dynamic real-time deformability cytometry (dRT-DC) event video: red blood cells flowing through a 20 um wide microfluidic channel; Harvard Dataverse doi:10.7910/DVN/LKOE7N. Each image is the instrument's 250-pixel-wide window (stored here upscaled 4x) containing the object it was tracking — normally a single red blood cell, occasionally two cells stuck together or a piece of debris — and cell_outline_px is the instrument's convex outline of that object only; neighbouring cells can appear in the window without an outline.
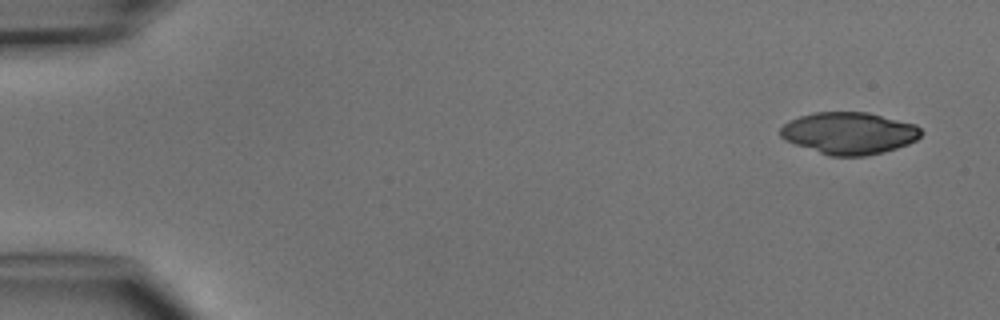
{"species": "common noctule bat (a hibernating species)", "species_latin": "Nyctalus noctula", "temperature_condition": "cold", "stored_images_in_passage": 4, "camera_frame_rate_fps": 3000, "um_per_image_px": 0.085, "animal": {"sex": "male", "body_mass_g": 15.6}, "frame": {"image": 1, "passage_image": 1, "time_ms": 0.0, "image_size_px": [1000, 320], "cell_outline_px": [[920, 136], [916, 140], [908, 144], [884, 152], [864, 156], [832, 156], [784, 140], [780, 136], [780, 128], [784, 124], [800, 116], [812, 112], [868, 112], [916, 124], [920, 128]], "centroid_in_image_um": [72.18, 11.31], "position_along_channel_um": 12.8, "area_um2": 34.22}}